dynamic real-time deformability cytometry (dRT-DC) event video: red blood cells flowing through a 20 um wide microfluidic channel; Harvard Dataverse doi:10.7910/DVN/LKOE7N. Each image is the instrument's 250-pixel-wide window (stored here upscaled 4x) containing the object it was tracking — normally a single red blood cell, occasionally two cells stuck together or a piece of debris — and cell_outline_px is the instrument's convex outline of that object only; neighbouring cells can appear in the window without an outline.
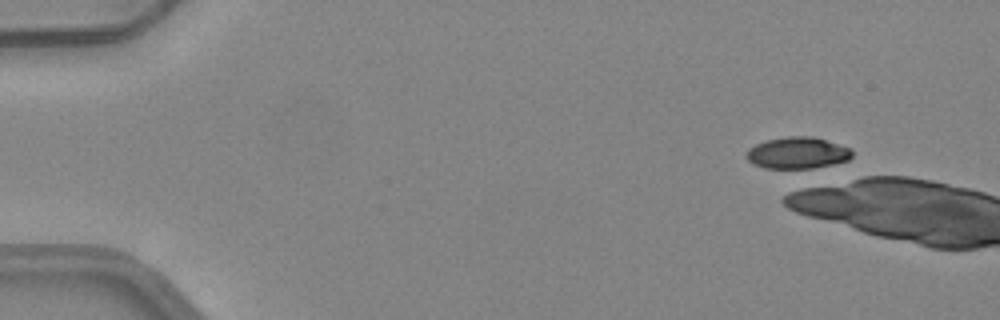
{"species": "common noctule bat (a hibernating species)", "species_latin": "Nyctalus noctula", "temperature_condition": "warm", "stored_images_in_passage": 1, "camera_frame_rate_fps": 3000, "um_per_image_px": 0.085, "animal": {"sex": "female", "body_mass_g": 24.6, "forearm_length_mm": 56.2}, "frame": {"image": 1, "passage_image": 1, "time_ms": 0.0, "image_size_px": [1000, 320], "cell_outline_px": [[852, 156], [848, 160], [804, 172], [764, 168], [752, 164], [744, 156], [748, 148], [764, 140], [788, 136], [812, 136], [852, 148]], "centroid_in_image_um": [67.76, 13.05], "position_along_channel_um": 17.2, "area_um2": 20.52}}